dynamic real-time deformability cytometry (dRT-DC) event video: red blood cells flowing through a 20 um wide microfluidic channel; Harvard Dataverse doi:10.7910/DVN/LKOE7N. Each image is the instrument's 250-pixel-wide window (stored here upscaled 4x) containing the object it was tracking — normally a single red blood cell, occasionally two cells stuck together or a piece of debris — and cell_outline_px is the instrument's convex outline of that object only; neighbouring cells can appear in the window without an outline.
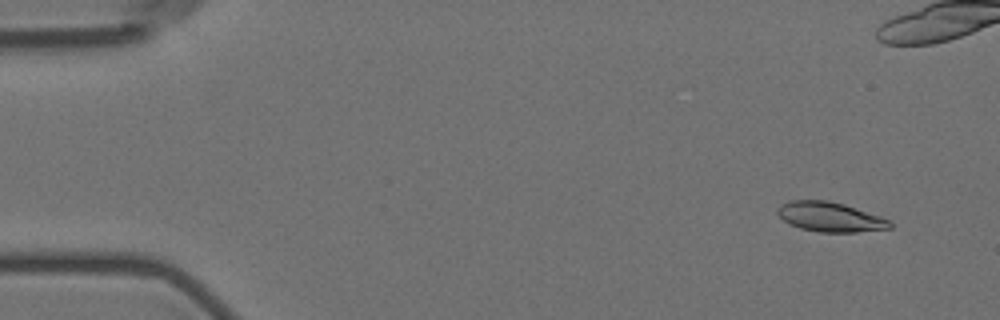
{"species": "Egyptian fruit bat (a non-hibernating species)", "species_latin": "Rousettus aegyptiacus", "temperature_condition": "room temperature", "stored_images_in_passage": 8, "camera_frame_rate_fps": 3000, "um_per_image_px": 0.085, "animal": {"sex": "female"}, "frame": {"image": 1, "passage_image": 2, "time_ms": 1.333, "image_size_px": [1000, 320], "cell_outline_px": [[892, 228], [856, 232], [820, 232], [800, 228], [788, 224], [776, 212], [776, 208], [780, 204], [788, 200], [828, 200], [844, 204], [892, 220]], "centroid_in_image_um": [70.54, 18.43], "position_along_channel_um": 14.5, "area_um2": 19.59}}